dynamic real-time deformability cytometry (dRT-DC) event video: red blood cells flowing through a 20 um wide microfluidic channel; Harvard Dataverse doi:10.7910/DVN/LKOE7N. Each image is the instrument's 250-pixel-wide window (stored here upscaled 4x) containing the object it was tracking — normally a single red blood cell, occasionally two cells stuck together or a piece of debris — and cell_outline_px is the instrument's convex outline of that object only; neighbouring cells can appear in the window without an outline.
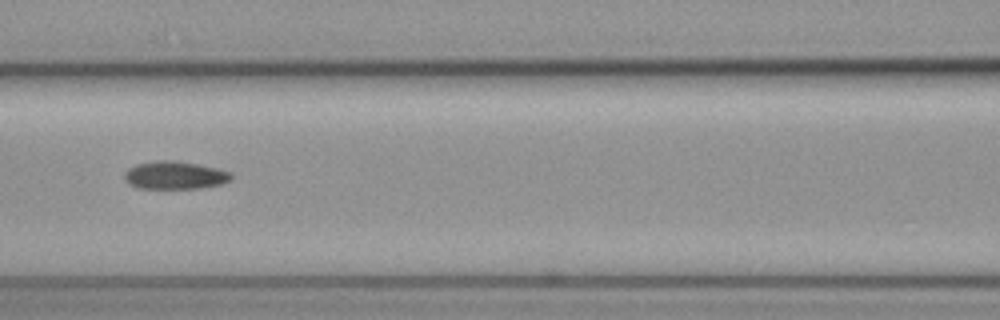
{"species": "common noctule bat (a hibernating species)", "species_latin": "Nyctalus noctula", "temperature_condition": "cold", "stored_images_in_passage": 8, "camera_frame_rate_fps": 3000, "um_per_image_px": 0.085, "animal": {"sex": "female", "body_mass_g": 19.3, "forearm_length_mm": 54.1}, "frame": {"image": 1, "passage_image": 7, "time_ms": 2.0, "image_size_px": [1000, 320], "cell_outline_px": [[232, 180], [220, 184], [200, 188], [136, 188], [128, 184], [124, 180], [124, 172], [128, 168], [136, 164], [156, 160], [176, 160], [216, 168], [232, 172]], "centroid_in_image_um": [14.83, 14.89], "position_along_channel_um": 151.8, "area_um2": 17.51}}